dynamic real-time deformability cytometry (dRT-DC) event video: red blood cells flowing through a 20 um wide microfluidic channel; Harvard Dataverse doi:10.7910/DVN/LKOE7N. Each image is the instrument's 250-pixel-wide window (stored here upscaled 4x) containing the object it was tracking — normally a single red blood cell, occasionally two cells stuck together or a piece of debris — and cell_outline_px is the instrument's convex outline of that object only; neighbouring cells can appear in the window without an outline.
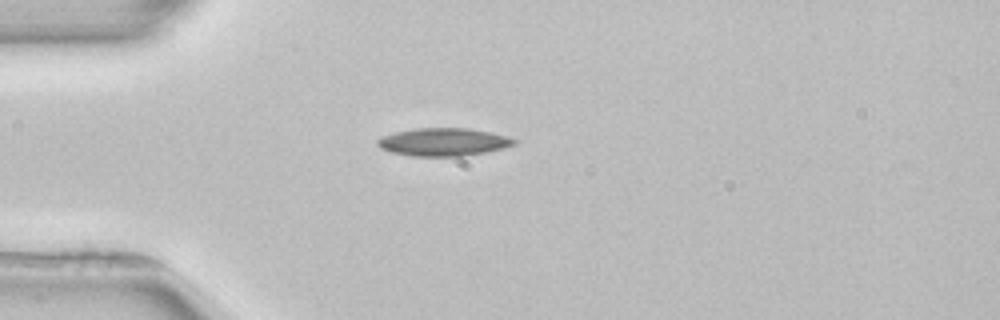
{"species": "common noctule bat (a hibernating species)", "species_latin": "Nyctalus noctula", "temperature_condition": "room temperature", "stored_images_in_passage": 39, "camera_frame_rate_fps": 3000, "um_per_image_px": 0.085, "animal": {"sex": "female", "body_mass_g": 22.7, "forearm_length_mm": 54.2}, "frame": {"image": 1, "passage_image": 1, "time_ms": 0.0, "image_size_px": [1000, 320], "cell_outline_px": [[520, 140], [516, 144], [504, 148], [464, 156], [412, 156], [392, 152], [380, 148], [376, 144], [376, 140], [384, 136], [396, 132], [416, 128], [468, 128], [492, 132], [508, 136]], "centroid_in_image_um": [37.74, 12.06], "position_along_channel_um": 47.3, "area_um2": 22.31}}
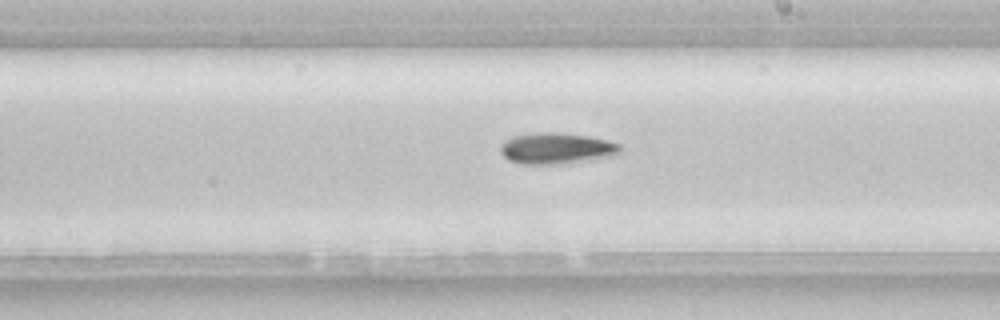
{"frame": {"image": 2, "passage_image": 17, "time_ms": 5.333, "image_size_px": [1000, 320], "cell_outline_px": [[620, 152], [616, 156], [560, 164], [520, 164], [508, 160], [500, 152], [500, 144], [512, 136], [544, 132], [560, 132], [588, 136], [620, 144]], "centroid_in_image_um": [47.28, 12.62], "position_along_channel_um": 241.7, "area_um2": 21.79}, "authors_computed_cell_mechanics": {"area_um2": 19.941, "velocity_mm_per_s": 3.9463, "shape_relaxation_time_tau1_ms": 7.631, "shape_relaxation_time_tau2_ms": null, "deformation_change_tau1": 0.1474, "deformation_change_tau2": null}}